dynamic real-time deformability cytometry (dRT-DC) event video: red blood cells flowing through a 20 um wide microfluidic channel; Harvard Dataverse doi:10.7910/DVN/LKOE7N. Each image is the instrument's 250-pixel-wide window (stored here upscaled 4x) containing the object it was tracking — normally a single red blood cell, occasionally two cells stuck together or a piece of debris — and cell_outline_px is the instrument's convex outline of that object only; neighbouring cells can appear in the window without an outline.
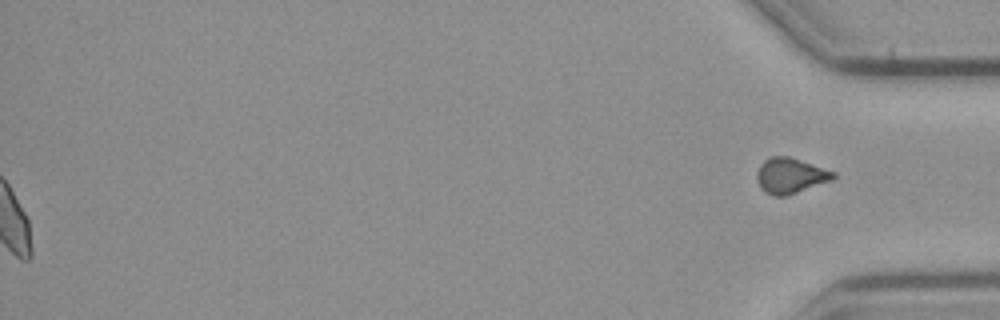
{"species": "common noctule bat (a hibernating species)", "species_latin": "Nyctalus noctula", "temperature_condition": "cold", "stored_images_in_passage": 56, "segment_of_instrument_passage": [2, 2], "camera_frame_rate_fps": 3000, "um_per_image_px": 0.085, "animal": {"sex": "male", "body_mass_g": 23.1, "forearm_length_mm": 52.7}, "frame": {"image": 1, "passage_image": 56, "time_ms": 18.333, "image_size_px": [1000, 320], "cell_outline_px": [[836, 176], [832, 180], [784, 196], [772, 196], [764, 192], [760, 188], [756, 180], [756, 172], [760, 164], [764, 160], [772, 156], [788, 156], [836, 172]], "centroid_in_image_um": [67.14, 14.93], "position_along_channel_um": 368.1, "area_um2": 15.78}}